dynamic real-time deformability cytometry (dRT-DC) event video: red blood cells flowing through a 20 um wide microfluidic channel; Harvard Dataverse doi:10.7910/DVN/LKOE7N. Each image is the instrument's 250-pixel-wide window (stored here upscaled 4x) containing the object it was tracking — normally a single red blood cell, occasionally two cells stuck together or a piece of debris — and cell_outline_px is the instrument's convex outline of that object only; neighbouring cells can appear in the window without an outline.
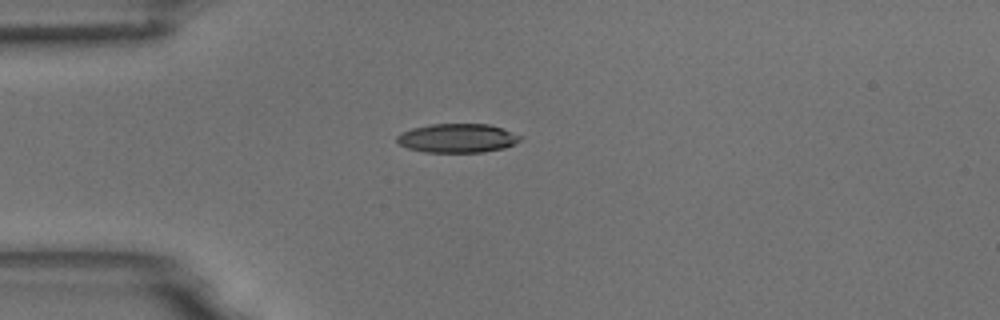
{"species": "common noctule bat (a hibernating species)", "species_latin": "Nyctalus noctula", "temperature_condition": "room temperature", "stored_images_in_passage": 19, "camera_frame_rate_fps": 3000, "um_per_image_px": 0.085, "animal": {"sex": "male", "body_mass_g": 18.8}, "frame": {"image": 1, "passage_image": 1, "time_ms": 0.0, "image_size_px": [1000, 320], "cell_outline_px": [[524, 136], [520, 140], [504, 148], [484, 152], [424, 152], [408, 148], [400, 144], [396, 140], [396, 136], [400, 132], [412, 128], [432, 124], [488, 124]], "centroid_in_image_um": [38.86, 11.74], "position_along_channel_um": 46.1, "area_um2": 20.75}}
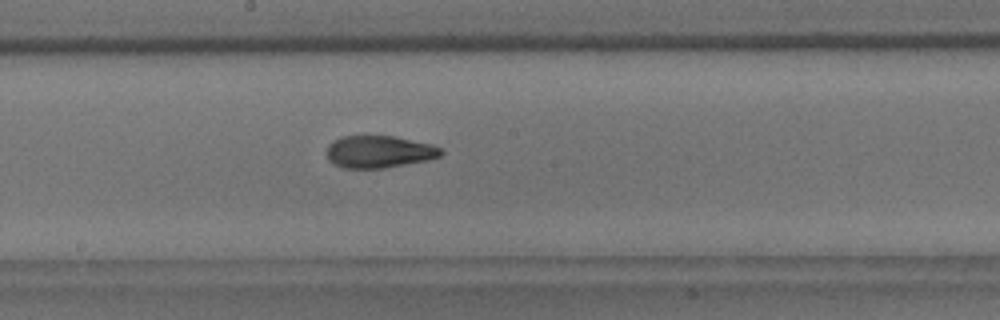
{"frame": {"image": 2, "passage_image": 16, "time_ms": 5.0, "image_size_px": [1000, 320], "cell_outline_px": [[444, 152], [440, 156], [428, 160], [384, 168], [344, 168], [328, 160], [328, 144], [332, 140], [340, 136], [392, 136], [432, 144], [440, 148]], "centroid_in_image_um": [32.22, 12.89], "position_along_channel_um": 216.0, "area_um2": 21.39}}